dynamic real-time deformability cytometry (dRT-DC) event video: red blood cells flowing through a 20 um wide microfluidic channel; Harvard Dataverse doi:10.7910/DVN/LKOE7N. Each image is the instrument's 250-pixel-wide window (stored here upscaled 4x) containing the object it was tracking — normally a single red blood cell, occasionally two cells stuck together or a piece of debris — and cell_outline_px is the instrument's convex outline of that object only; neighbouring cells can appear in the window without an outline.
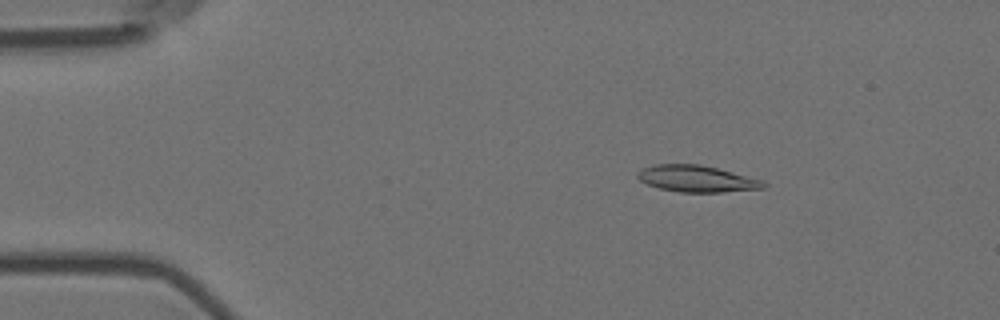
{"species": "Egyptian fruit bat (a non-hibernating species)", "species_latin": "Rousettus aegyptiacus", "temperature_condition": "room temperature", "stored_images_in_passage": 57, "camera_frame_rate_fps": 3000, "um_per_image_px": 0.085, "animal": {"sex": "female"}, "frame": {"image": 1, "passage_image": 9, "time_ms": 2.667, "image_size_px": [1000, 320], "cell_outline_px": [[768, 184], [764, 188], [724, 192], [680, 192], [660, 188], [648, 184], [640, 180], [636, 176], [644, 168], [656, 164], [700, 164], [764, 180]], "centroid_in_image_um": [59.28, 15.2], "position_along_channel_um": 25.7, "area_um2": 19.31}}
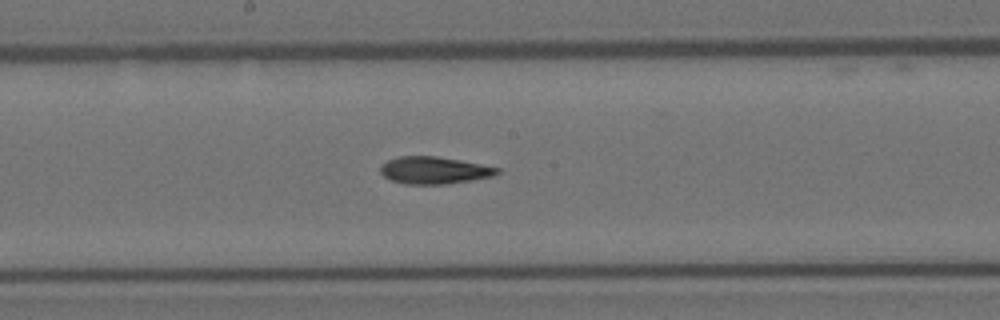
{"frame": {"image": 2, "passage_image": 30, "time_ms": 9.667, "image_size_px": [1000, 320], "cell_outline_px": [[500, 172], [496, 176], [472, 180], [444, 184], [408, 184], [392, 180], [384, 176], [380, 172], [380, 168], [388, 160], [400, 156], [436, 156], [460, 160], [500, 168]], "centroid_in_image_um": [36.95, 14.47], "position_along_channel_um": 211.3, "area_um2": 18.38}}
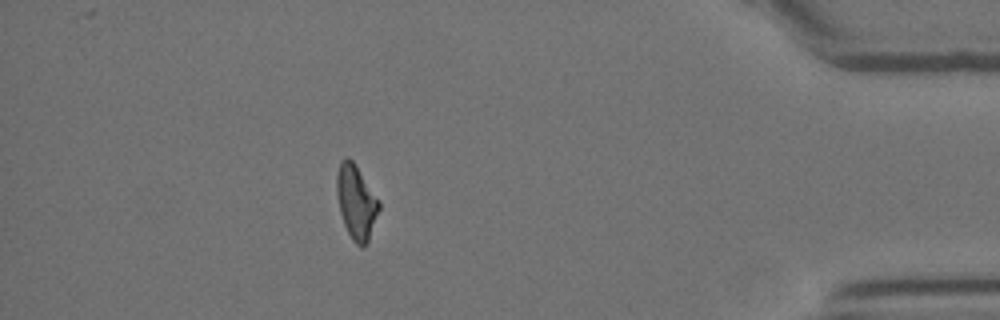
{"frame": {"image": 3, "passage_image": 50, "time_ms": 16.333, "image_size_px": [1000, 320], "cell_outline_px": [[380, 208], [368, 240], [360, 248], [352, 240], [344, 224], [340, 212], [336, 192], [336, 176], [340, 160], [344, 156], [348, 156], [352, 160], [380, 200]], "centroid_in_image_um": [30.26, 17.13], "position_along_channel_um": 404.9, "area_um2": 18.26}}